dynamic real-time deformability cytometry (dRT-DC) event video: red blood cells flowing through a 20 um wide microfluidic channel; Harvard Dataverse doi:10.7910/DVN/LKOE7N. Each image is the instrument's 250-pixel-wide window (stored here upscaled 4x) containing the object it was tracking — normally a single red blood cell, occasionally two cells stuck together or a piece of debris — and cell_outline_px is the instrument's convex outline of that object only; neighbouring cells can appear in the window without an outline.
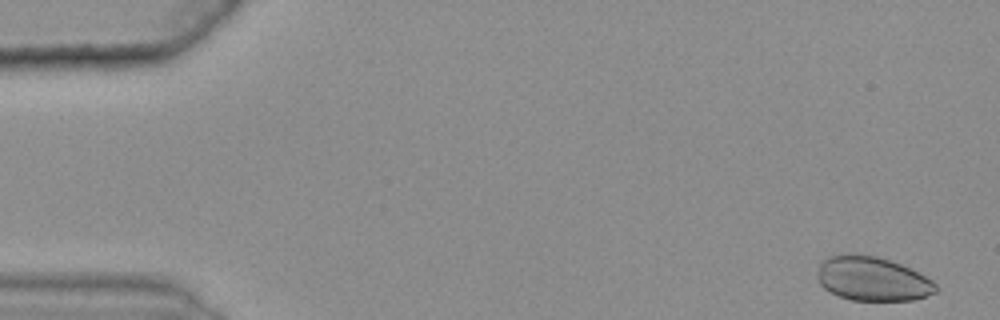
{"species": "common noctule bat (a hibernating species)", "species_latin": "Nyctalus noctula", "temperature_condition": "warm", "stored_images_in_passage": 46, "camera_frame_rate_fps": 3000, "um_per_image_px": 0.085, "animal": {"sex": "female", "body_mass_g": 25.1}, "frame": {"image": 1, "passage_image": 2, "time_ms": 0.333, "image_size_px": [1000, 320], "cell_outline_px": [[940, 288], [936, 292], [912, 300], [852, 300], [840, 296], [824, 288], [820, 284], [820, 260], [828, 256], [844, 252], [856, 252], [876, 256], [892, 260], [932, 280]], "centroid_in_image_um": [74.15, 23.66], "position_along_channel_um": 10.9, "area_um2": 30.52}}
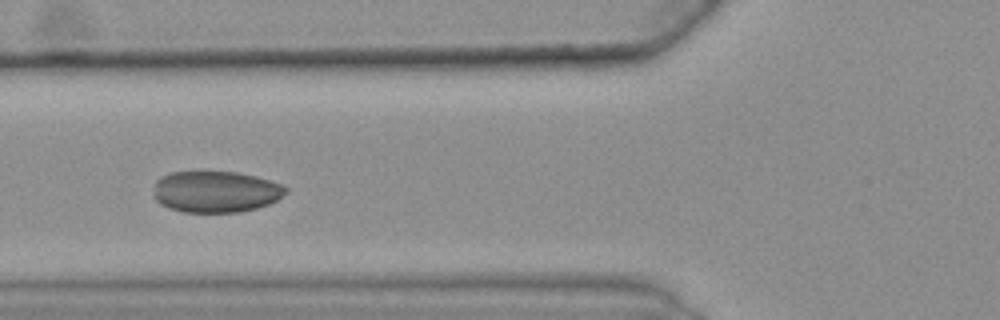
{"frame": {"image": 2, "passage_image": 21, "time_ms": 6.667, "image_size_px": [1000, 320], "cell_outline_px": [[288, 192], [276, 200], [268, 204], [256, 208], [240, 212], [184, 212], [168, 208], [160, 204], [152, 196], [156, 180], [160, 176], [168, 172], [236, 172], [256, 176], [280, 184], [288, 188]], "centroid_in_image_um": [18.3, 16.29], "position_along_channel_um": 107.5, "area_um2": 32.08}}
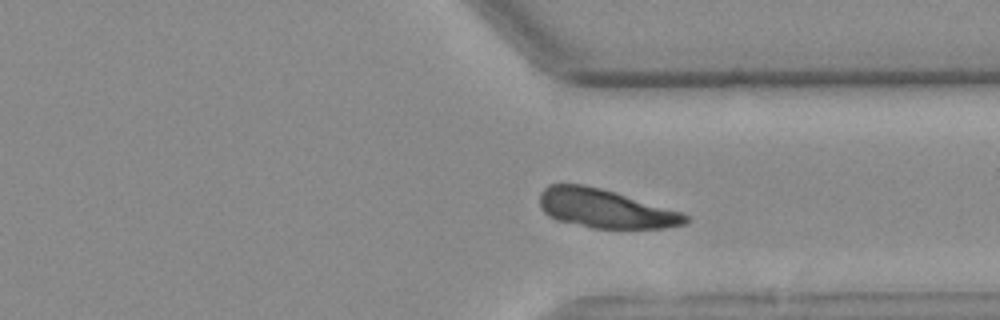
{"frame": {"image": 3, "passage_image": 42, "time_ms": 13.667, "image_size_px": [1000, 320], "cell_outline_px": [[688, 224], [664, 228], [592, 228], [556, 220], [548, 216], [540, 208], [540, 192], [548, 184], [584, 184], [600, 188], [684, 212], [688, 216]], "centroid_in_image_um": [51.45, 17.73], "position_along_channel_um": 360.0, "area_um2": 33.12}}